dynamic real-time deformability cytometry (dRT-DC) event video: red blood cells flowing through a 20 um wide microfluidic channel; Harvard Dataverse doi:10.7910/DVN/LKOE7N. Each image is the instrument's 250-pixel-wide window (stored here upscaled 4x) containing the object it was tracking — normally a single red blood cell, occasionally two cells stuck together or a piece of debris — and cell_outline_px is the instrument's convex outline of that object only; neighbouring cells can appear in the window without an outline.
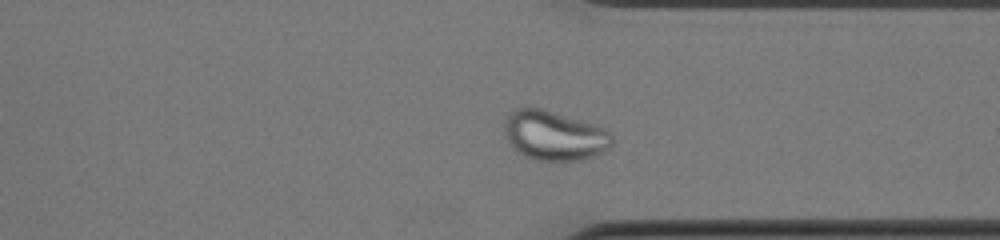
{"species": "common noctule bat (a hibernating species)", "species_latin": "Nyctalus noctula", "temperature_condition": "cold", "stored_images_in_passage": 42, "camera_frame_rate_fps": 3000, "um_per_image_px": 0.085, "animal": {"sex": "female", "body_mass_g": 22.0, "forearm_length_mm": 56.7}, "frame": {"image": 1, "passage_image": 30, "time_ms": 9.667, "image_size_px": [1000, 240], "cell_outline_px": [[612, 144], [608, 148], [596, 156], [580, 160], [532, 160], [516, 152], [504, 136], [504, 120], [512, 108], [524, 104], [528, 104], [600, 124], [608, 128], [612, 136]], "centroid_in_image_um": [47.08, 11.46], "position_along_channel_um": 364.3, "area_um2": 32.48}}